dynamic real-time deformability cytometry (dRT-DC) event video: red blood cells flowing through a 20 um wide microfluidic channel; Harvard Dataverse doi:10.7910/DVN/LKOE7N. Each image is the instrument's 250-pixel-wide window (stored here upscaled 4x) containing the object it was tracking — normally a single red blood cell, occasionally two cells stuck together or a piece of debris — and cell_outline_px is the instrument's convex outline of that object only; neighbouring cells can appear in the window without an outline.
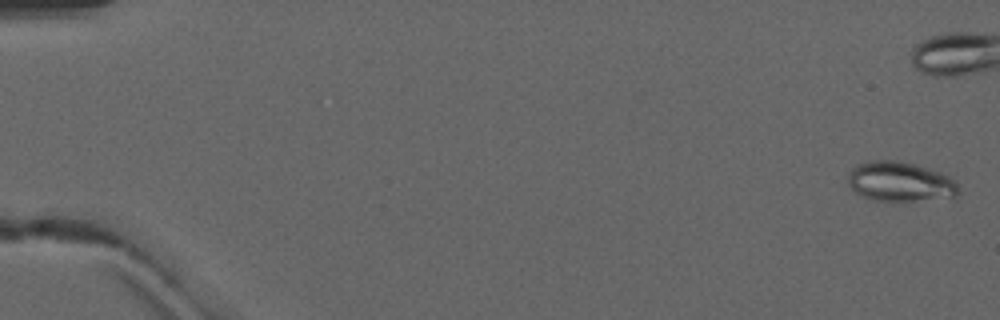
{"species": "common noctule bat (a hibernating species)", "species_latin": "Nyctalus noctula", "temperature_condition": "warm", "stored_images_in_passage": 6, "camera_frame_rate_fps": 3000, "um_per_image_px": 0.085, "animal": {"sex": "male", "forearm_length_mm": 52.5}, "frame": {"image": 1, "passage_image": 1, "time_ms": 0.0, "image_size_px": [1000, 320], "cell_outline_px": [[956, 196], [912, 200], [872, 200], [856, 192], [848, 184], [848, 176], [852, 168], [856, 164], [868, 160], [896, 160], [916, 164], [940, 172], [956, 180]], "centroid_in_image_um": [76.45, 15.4], "position_along_channel_um": 8.5, "area_um2": 25.2}}